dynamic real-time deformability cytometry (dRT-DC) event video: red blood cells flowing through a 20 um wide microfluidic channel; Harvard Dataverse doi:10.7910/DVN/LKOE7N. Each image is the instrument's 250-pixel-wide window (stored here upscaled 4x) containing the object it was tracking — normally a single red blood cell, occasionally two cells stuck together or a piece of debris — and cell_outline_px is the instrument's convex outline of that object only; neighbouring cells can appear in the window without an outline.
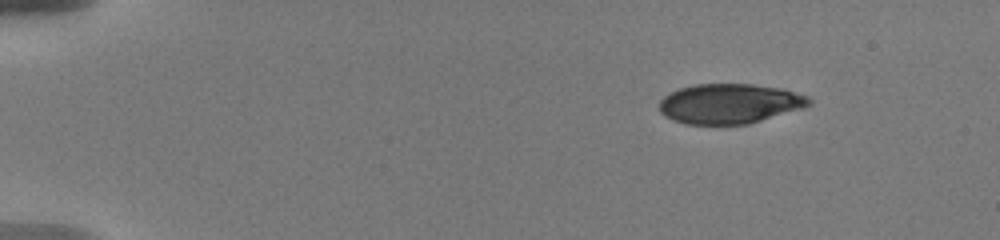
{"species": "human", "species_latin": "Homo sapiens", "temperature_condition": "warm", "stored_images_in_passage": 51, "camera_frame_rate_fps": 3000, "um_per_image_px": 0.085, "donor": {"sex": "male"}, "frame": {"image": 1, "passage_image": 1, "time_ms": 0.0, "image_size_px": [1000, 240], "cell_outline_px": [[812, 104], [804, 108], [748, 124], [684, 124], [672, 120], [664, 116], [660, 112], [660, 100], [664, 96], [680, 88], [696, 84], [752, 84], [784, 88], [808, 96], [812, 100]], "centroid_in_image_um": [62.05, 8.81], "position_along_channel_um": 23.0, "area_um2": 35.03}}
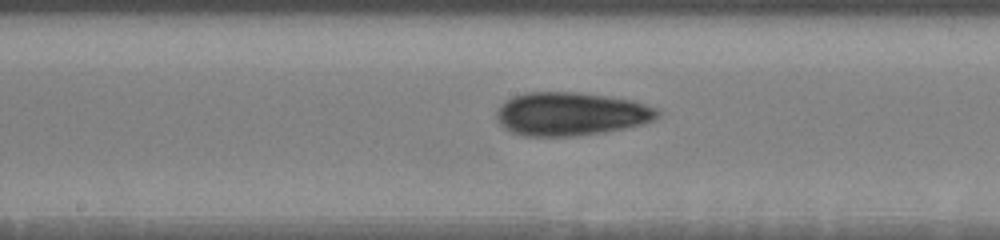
{"frame": {"image": 2, "passage_image": 25, "time_ms": 7.667, "image_size_px": [1000, 240], "cell_outline_px": [[660, 116], [656, 120], [644, 124], [604, 132], [576, 136], [524, 136], [512, 132], [504, 128], [500, 124], [496, 116], [496, 112], [500, 104], [504, 100], [512, 96], [528, 92], [580, 92], [632, 100], [656, 108], [660, 112]], "centroid_in_image_um": [48.52, 9.68], "position_along_channel_um": 199.7, "area_um2": 40.98}}
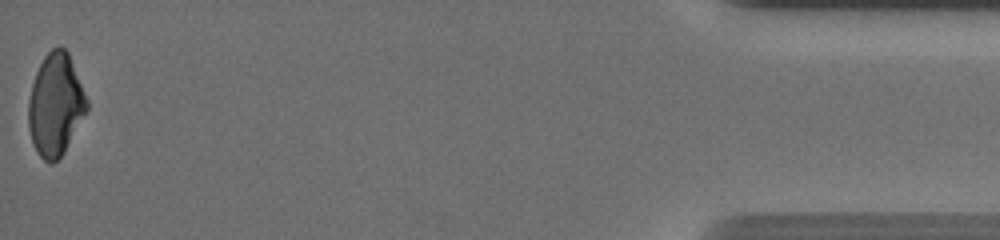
{"frame": {"image": 3, "passage_image": 51, "time_ms": 16.0, "image_size_px": [1000, 240], "cell_outline_px": [[88, 108], [64, 152], [52, 164], [44, 160], [40, 156], [32, 144], [28, 128], [28, 100], [32, 84], [36, 72], [44, 56], [52, 48], [60, 44], [68, 52], [88, 100]], "centroid_in_image_um": [4.7, 8.89], "position_along_channel_um": 430.5, "area_um2": 34.74}, "authors_computed_cell_mechanics": {"area_um2": 37.5122, "velocity_mm_per_s": 3.7156, "shape_relaxation_time_tau1_ms": 10.9936, "shape_relaxation_time_tau2_ms": 4.5587, "deformation_change_tau1": 0.2505, "deformation_change_tau2": 0.107}}